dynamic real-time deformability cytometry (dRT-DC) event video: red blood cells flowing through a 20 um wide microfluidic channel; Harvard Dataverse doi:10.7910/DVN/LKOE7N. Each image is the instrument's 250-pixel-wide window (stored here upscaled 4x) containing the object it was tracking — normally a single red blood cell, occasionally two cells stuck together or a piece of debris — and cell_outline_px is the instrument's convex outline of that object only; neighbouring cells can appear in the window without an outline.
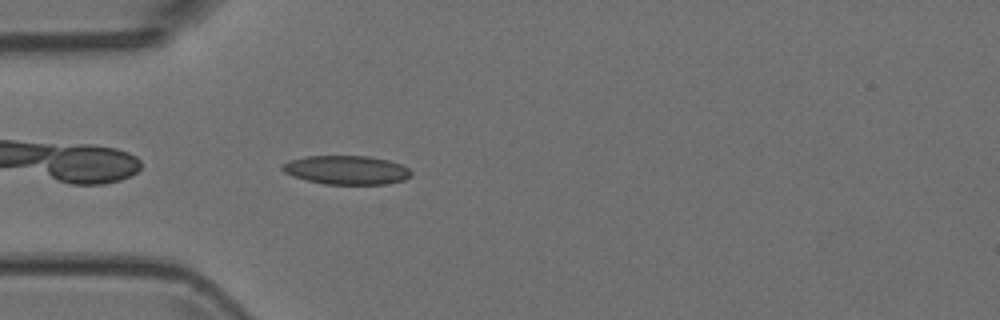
{"species": "Egyptian fruit bat (a non-hibernating species)", "species_latin": "Rousettus aegyptiacus", "temperature_condition": "room temperature", "stored_images_in_passage": 5, "segment_of_instrument_passage": [1, 2], "camera_frame_rate_fps": 3000, "um_per_image_px": 0.085, "animal": {"sex": "female"}, "frame": {"image": 1, "passage_image": 4, "time_ms": 1.0, "image_size_px": [1000, 320], "cell_outline_px": [[412, 176], [404, 180], [384, 184], [324, 184], [292, 176], [284, 172], [280, 168], [280, 164], [288, 160], [308, 156], [368, 156], [388, 160], [400, 164], [408, 168], [412, 172]], "centroid_in_image_um": [29.43, 14.45], "position_along_channel_um": 55.6, "area_um2": 21.73}}